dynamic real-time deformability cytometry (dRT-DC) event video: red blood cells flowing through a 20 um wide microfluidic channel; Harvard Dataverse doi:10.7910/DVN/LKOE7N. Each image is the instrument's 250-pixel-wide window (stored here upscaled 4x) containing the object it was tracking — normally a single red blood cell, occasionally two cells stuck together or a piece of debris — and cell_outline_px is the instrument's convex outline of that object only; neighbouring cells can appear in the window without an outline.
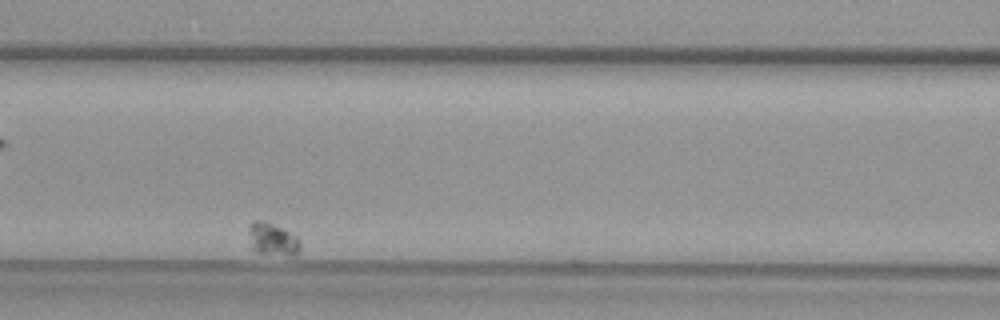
{"species": "common noctule bat (a hibernating species)", "species_latin": "Nyctalus noctula", "temperature_condition": "warm", "stored_images_in_passage": 11, "camera_frame_rate_fps": 3000, "um_per_image_px": 0.085, "animal": {"sex": "female", "body_mass_g": 29.2, "forearm_length_mm": 56.3}, "frame": {"image": 1, "passage_image": 7, "time_ms": 2.0, "image_size_px": [1000, 320], "cell_outline_px": [[300, 252], [296, 256], [288, 256], [256, 252], [248, 248], [248, 224], [252, 220], [264, 220], [296, 236], [300, 240]], "centroid_in_image_um": [23.1, 20.36], "position_along_channel_um": 143.5, "area_um2": 10.23}}